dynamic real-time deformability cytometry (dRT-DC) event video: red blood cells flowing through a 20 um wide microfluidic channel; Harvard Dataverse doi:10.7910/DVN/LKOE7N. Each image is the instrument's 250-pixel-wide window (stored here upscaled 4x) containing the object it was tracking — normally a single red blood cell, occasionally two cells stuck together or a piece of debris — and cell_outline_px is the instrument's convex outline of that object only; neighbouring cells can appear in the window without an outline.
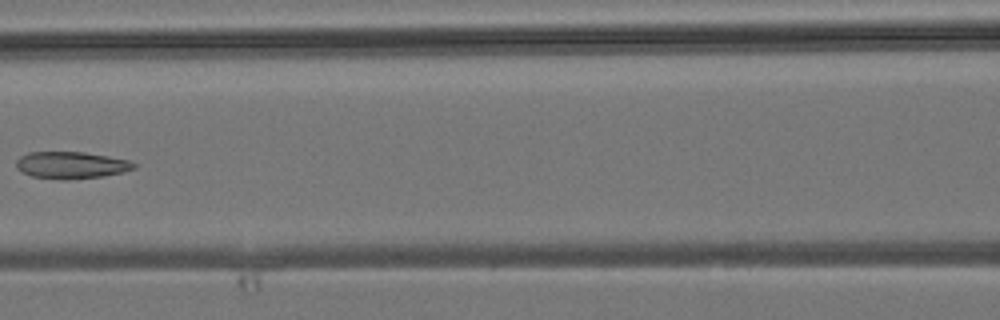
{"species": "common noctule bat (a hibernating species)", "species_latin": "Nyctalus noctula", "temperature_condition": "room temperature", "stored_images_in_passage": 6, "camera_frame_rate_fps": 3000, "um_per_image_px": 0.085, "animal": {"sex": "male", "body_mass_g": 19.2, "forearm_length_mm": 51.8}, "frame": {"image": 1, "passage_image": 6, "time_ms": 5.667, "image_size_px": [1000, 320], "cell_outline_px": [[136, 168], [124, 172], [104, 176], [64, 180], [60, 180], [32, 176], [16, 168], [16, 160], [20, 156], [28, 152], [84, 152], [108, 156], [128, 160], [136, 164]], "centroid_in_image_um": [6.06, 14.04], "position_along_channel_um": 160.5, "area_um2": 18.55}}